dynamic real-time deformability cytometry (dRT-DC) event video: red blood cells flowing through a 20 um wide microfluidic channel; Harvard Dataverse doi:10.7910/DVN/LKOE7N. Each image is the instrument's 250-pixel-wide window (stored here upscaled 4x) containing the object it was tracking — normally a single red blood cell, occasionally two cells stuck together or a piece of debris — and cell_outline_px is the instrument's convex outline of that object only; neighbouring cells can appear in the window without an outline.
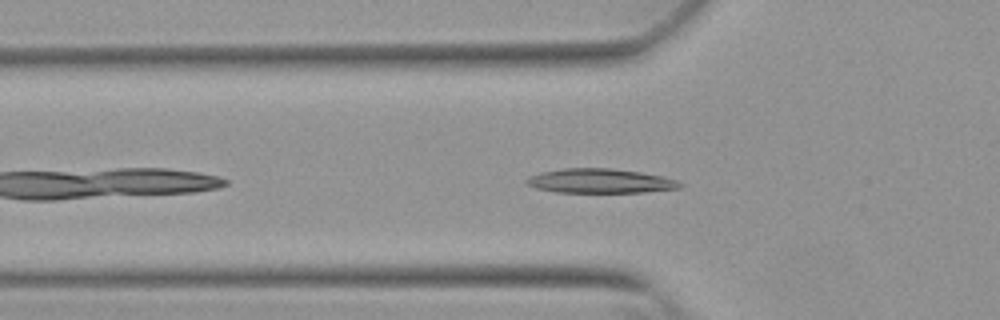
{"species": "Egyptian fruit bat (a non-hibernating species)", "species_latin": "Rousettus aegyptiacus", "temperature_condition": "warm", "stored_images_in_passage": 10, "camera_frame_rate_fps": 3000, "um_per_image_px": 0.085, "animal": {"sex": "female"}, "frame": {"image": 1, "passage_image": 5, "time_ms": 1.333, "image_size_px": [1000, 320], "cell_outline_px": [[684, 184], [680, 188], [644, 192], [556, 192], [536, 188], [524, 184], [524, 180], [528, 176], [540, 172], [564, 168], [612, 168], [640, 172], [664, 176], [676, 180]], "centroid_in_image_um": [50.98, 15.37], "position_along_channel_um": 74.8, "area_um2": 21.96}}